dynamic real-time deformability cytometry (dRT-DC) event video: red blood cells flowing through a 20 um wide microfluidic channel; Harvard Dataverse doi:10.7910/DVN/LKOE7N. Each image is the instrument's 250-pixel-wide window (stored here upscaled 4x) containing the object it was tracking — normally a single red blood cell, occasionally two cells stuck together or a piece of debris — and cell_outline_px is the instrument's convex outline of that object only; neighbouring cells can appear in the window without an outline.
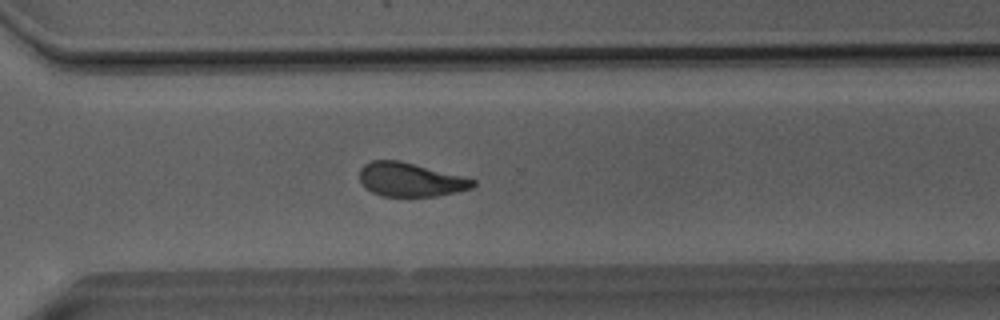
{"species": "Egyptian fruit bat (a non-hibernating species)", "species_latin": "Rousettus aegyptiacus", "temperature_condition": "room temperature", "stored_images_in_passage": 50, "camera_frame_rate_fps": 3000, "um_per_image_px": 0.085, "animal": {"sex": "male"}, "frame": {"image": 1, "passage_image": 36, "time_ms": 11.667, "image_size_px": [1000, 320], "cell_outline_px": [[476, 184], [472, 188], [456, 192], [436, 196], [380, 196], [364, 188], [360, 180], [360, 168], [364, 164], [372, 160], [400, 160], [476, 180]], "centroid_in_image_um": [34.85, 15.27], "position_along_channel_um": 335.8, "area_um2": 22.31}}
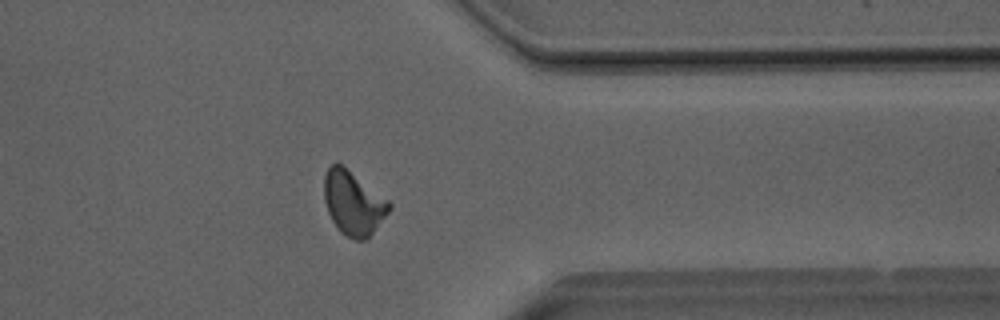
{"frame": {"image": 2, "passage_image": 40, "time_ms": 13.0, "image_size_px": [1000, 320], "cell_outline_px": [[392, 208], [372, 232], [364, 240], [356, 240], [340, 232], [332, 220], [328, 212], [324, 200], [324, 176], [328, 168], [336, 160], [388, 200], [392, 204]], "centroid_in_image_um": [30.01, 17.24], "position_along_channel_um": 381.4, "area_um2": 23.93}}
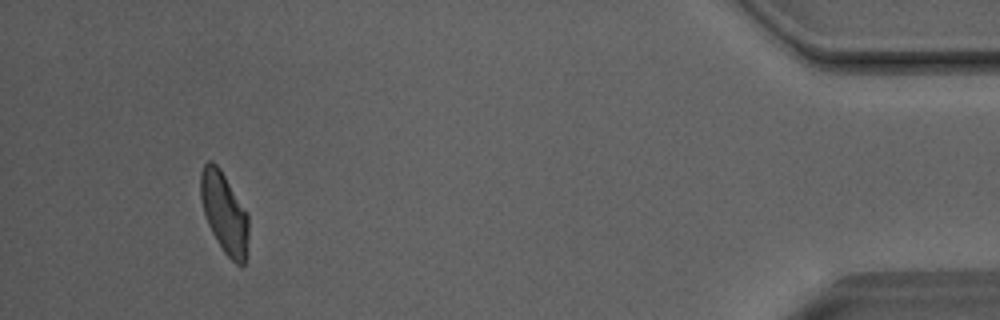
{"frame": {"image": 3, "passage_image": 47, "time_ms": 15.333, "image_size_px": [1000, 320], "cell_outline_px": [[248, 236], [244, 264], [236, 264], [224, 252], [216, 240], [208, 224], [200, 200], [200, 172], [204, 164], [208, 160], [212, 160], [220, 168], [248, 212]], "centroid_in_image_um": [19.05, 18.04], "position_along_channel_um": 416.1, "area_um2": 22.66}, "authors_computed_cell_mechanics": {"area_um2": 23.698, "velocity_mm_per_s": 4.0378, "shape_relaxation_time_tau1_ms": 7.1275, "shape_relaxation_time_tau2_ms": 3.1908, "deformation_change_tau1": 0.1986, "deformation_change_tau2": 0.1115}}